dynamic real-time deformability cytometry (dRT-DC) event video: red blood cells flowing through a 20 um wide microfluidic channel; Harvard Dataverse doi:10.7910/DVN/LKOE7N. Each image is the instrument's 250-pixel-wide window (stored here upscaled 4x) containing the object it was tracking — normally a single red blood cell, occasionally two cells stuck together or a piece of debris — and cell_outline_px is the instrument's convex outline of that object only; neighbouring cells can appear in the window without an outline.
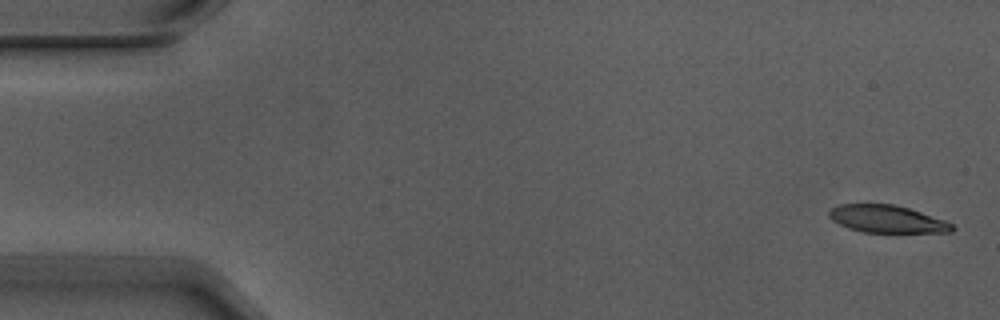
{"species": "Egyptian fruit bat (a non-hibernating species)", "species_latin": "Rousettus aegyptiacus", "temperature_condition": "warm", "stored_images_in_passage": 4, "camera_frame_rate_fps": 3000, "um_per_image_px": 0.085, "animal": {"sex": "male"}, "frame": {"image": 1, "passage_image": 1, "time_ms": 0.0, "image_size_px": [1000, 320], "cell_outline_px": [[956, 228], [952, 232], [864, 232], [848, 228], [832, 220], [828, 216], [828, 212], [832, 208], [840, 204], [892, 204], [908, 208], [944, 220], [952, 224]], "centroid_in_image_um": [75.38, 18.62], "position_along_channel_um": 9.6, "area_um2": 19.48}}
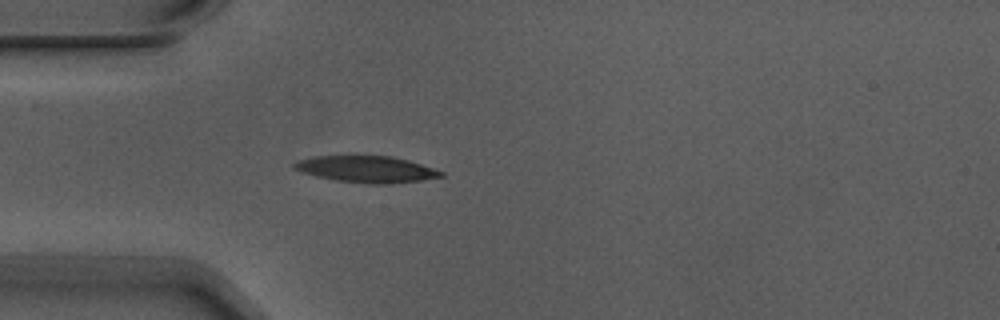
{"frame": {"image": 2, "passage_image": 4, "time_ms": 1.0, "image_size_px": [1000, 320], "cell_outline_px": [[444, 176], [420, 180], [384, 184], [372, 184], [336, 180], [316, 176], [300, 172], [292, 168], [292, 164], [296, 160], [312, 156], [392, 156], [408, 160], [444, 172]], "centroid_in_image_um": [31.08, 14.37], "position_along_channel_um": 53.9, "area_um2": 22.6}}